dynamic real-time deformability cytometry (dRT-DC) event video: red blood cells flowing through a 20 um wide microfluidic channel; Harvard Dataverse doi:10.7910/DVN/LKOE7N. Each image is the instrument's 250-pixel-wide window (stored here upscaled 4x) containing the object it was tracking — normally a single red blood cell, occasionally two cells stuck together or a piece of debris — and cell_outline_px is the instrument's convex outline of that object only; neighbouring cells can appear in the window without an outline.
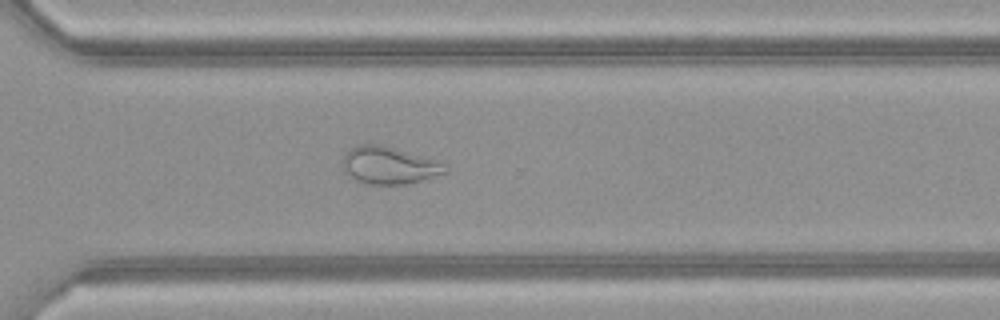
{"species": "common noctule bat (a hibernating species)", "species_latin": "Nyctalus noctula", "temperature_condition": "warm", "stored_images_in_passage": 36, "camera_frame_rate_fps": 3000, "um_per_image_px": 0.085, "animal": {"sex": "female", "body_mass_g": 21.9}, "frame": {"image": 1, "passage_image": 22, "time_ms": 7.0, "image_size_px": [1000, 320], "cell_outline_px": [[448, 172], [408, 184], [368, 184], [356, 180], [344, 172], [344, 156], [348, 148], [356, 144], [380, 144], [420, 156], [444, 164], [448, 168]], "centroid_in_image_um": [33.02, 14.06], "position_along_channel_um": 337.6, "area_um2": 21.96}}
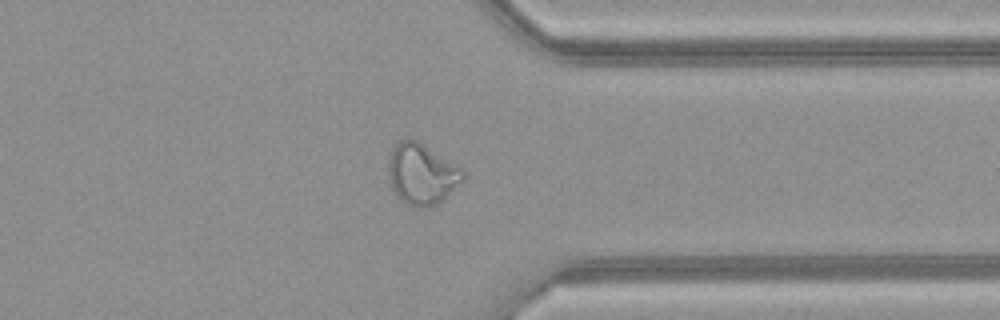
{"frame": {"image": 2, "passage_image": 25, "time_ms": 8.0, "image_size_px": [1000, 320], "cell_outline_px": [[464, 180], [436, 204], [428, 208], [416, 208], [400, 200], [392, 188], [388, 172], [388, 156], [392, 148], [400, 140], [412, 136], [420, 140], [464, 168]], "centroid_in_image_um": [35.85, 14.73], "position_along_channel_um": 375.5, "area_um2": 27.17}}
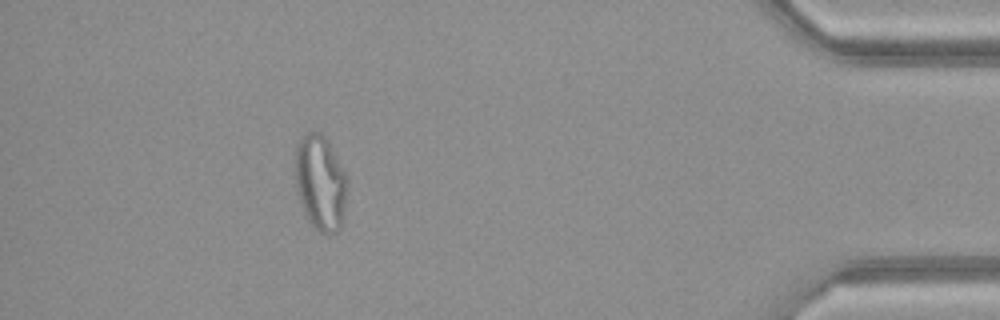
{"frame": {"image": 3, "passage_image": 31, "time_ms": 10.0, "image_size_px": [1000, 320], "cell_outline_px": [[348, 180], [344, 220], [340, 228], [336, 232], [328, 236], [320, 232], [308, 220], [304, 212], [296, 188], [296, 144], [308, 132], [320, 132], [328, 140]], "centroid_in_image_um": [27.26, 15.57], "position_along_channel_um": 407.9, "area_um2": 28.96}, "authors_computed_cell_mechanics": {"area_um2": 24.7384, "velocity_mm_per_s": 4.184, "shape_relaxation_time_tau1_ms": null, "shape_relaxation_time_tau2_ms": 1.2776, "deformation_change_tau1": null, "deformation_change_tau2": 0.0966}}